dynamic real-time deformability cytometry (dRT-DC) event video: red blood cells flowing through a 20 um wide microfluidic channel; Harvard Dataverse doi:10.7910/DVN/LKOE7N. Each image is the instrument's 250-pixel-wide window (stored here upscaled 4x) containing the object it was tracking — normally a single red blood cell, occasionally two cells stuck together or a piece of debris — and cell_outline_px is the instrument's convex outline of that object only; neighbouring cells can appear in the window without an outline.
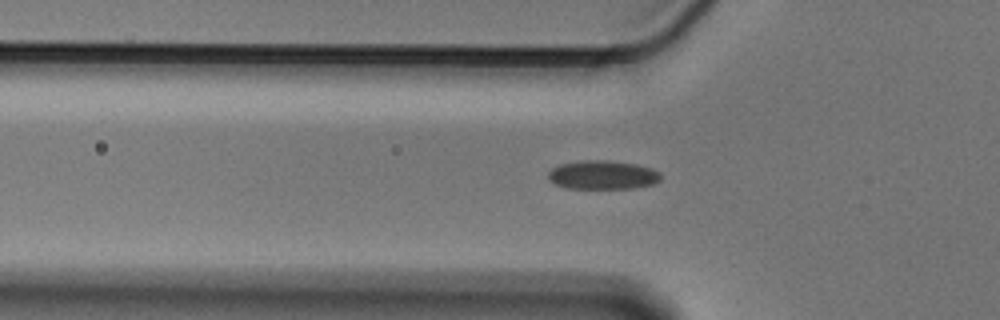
{"species": "Egyptian fruit bat (a non-hibernating species)", "species_latin": "Rousettus aegyptiacus", "temperature_condition": "cold", "stored_images_in_passage": 39, "camera_frame_rate_fps": 3000, "um_per_image_px": 0.085, "animal": {"sex": "male"}, "frame": {"image": 1, "passage_image": 2, "time_ms": 0.333, "image_size_px": [1000, 320], "cell_outline_px": [[660, 180], [652, 184], [632, 188], [568, 188], [556, 184], [548, 176], [548, 172], [552, 168], [560, 164], [580, 160], [608, 160], [636, 164], [652, 168], [660, 172]], "centroid_in_image_um": [51.24, 14.85], "position_along_channel_um": 74.6, "area_um2": 18.79}}
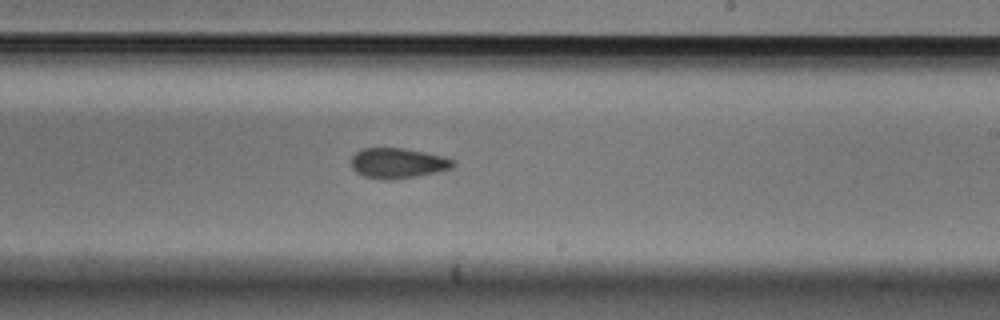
{"frame": {"image": 2, "passage_image": 17, "time_ms": 5.333, "image_size_px": [1000, 320], "cell_outline_px": [[456, 164], [452, 168], [436, 172], [416, 176], [392, 180], [380, 180], [364, 176], [356, 172], [352, 168], [352, 156], [360, 148], [404, 148], [444, 156], [456, 160]], "centroid_in_image_um": [33.82, 13.87], "position_along_channel_um": 255.2, "area_um2": 18.15}}
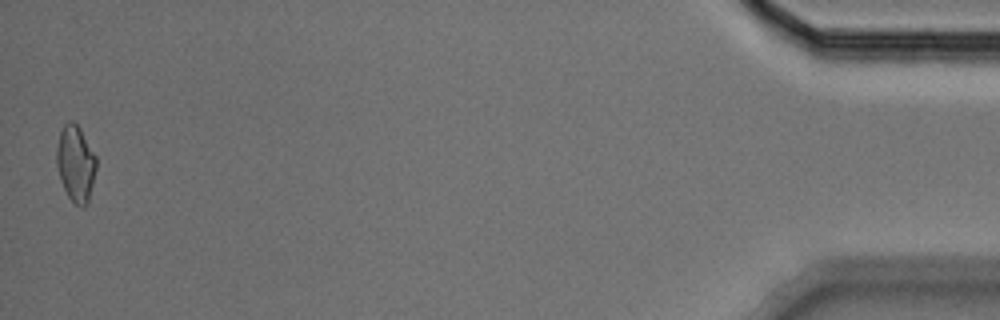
{"frame": {"image": 3, "passage_image": 39, "time_ms": 12.667, "image_size_px": [1000, 320], "cell_outline_px": [[96, 168], [88, 204], [84, 208], [76, 204], [68, 196], [64, 188], [56, 164], [56, 148], [60, 132], [64, 124], [68, 120], [72, 120], [80, 128], [96, 156]], "centroid_in_image_um": [6.43, 13.89], "position_along_channel_um": 428.8, "area_um2": 17.57}, "authors_computed_cell_mechanics": {"area_um2": 18.0914, "velocity_mm_per_s": 3.5929, "shape_relaxation_time_tau1_ms": 4.2213, "shape_relaxation_time_tau2_ms": 2.8562, "deformation_change_tau1": 0.0721, "deformation_change_tau2": 0.0821}}